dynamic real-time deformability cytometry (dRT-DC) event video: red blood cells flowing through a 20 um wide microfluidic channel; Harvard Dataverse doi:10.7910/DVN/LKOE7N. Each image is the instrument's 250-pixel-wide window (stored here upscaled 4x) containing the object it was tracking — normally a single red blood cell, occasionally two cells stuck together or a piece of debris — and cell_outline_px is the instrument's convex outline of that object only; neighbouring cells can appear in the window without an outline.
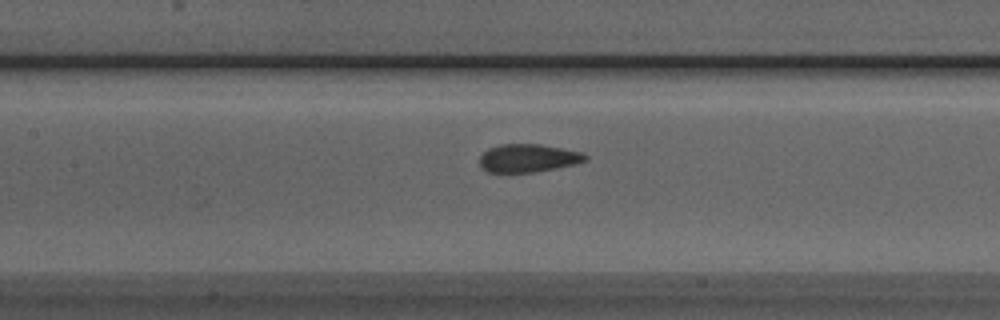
{"species": "Egyptian fruit bat (a non-hibernating species)", "species_latin": "Rousettus aegyptiacus", "temperature_condition": "room temperature", "stored_images_in_passage": 37, "camera_frame_rate_fps": 3000, "um_per_image_px": 0.085, "animal": {"sex": "male"}, "frame": {"image": 1, "passage_image": 12, "time_ms": 3.667, "image_size_px": [1000, 320], "cell_outline_px": [[588, 160], [556, 168], [532, 172], [488, 172], [480, 168], [480, 156], [488, 148], [500, 144], [540, 144], [584, 152], [588, 156]], "centroid_in_image_um": [44.88, 13.43], "position_along_channel_um": 162.5, "area_um2": 17.34}}
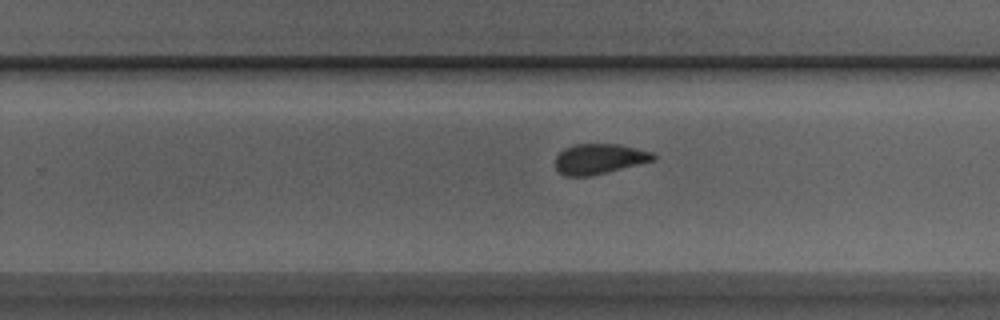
{"frame": {"image": 2, "passage_image": 21, "time_ms": 6.667, "image_size_px": [1000, 320], "cell_outline_px": [[656, 160], [592, 176], [564, 176], [556, 168], [556, 156], [564, 148], [572, 144], [620, 144], [652, 152], [656, 156]], "centroid_in_image_um": [50.95, 13.5], "position_along_channel_um": 278.9, "area_um2": 17.4}}
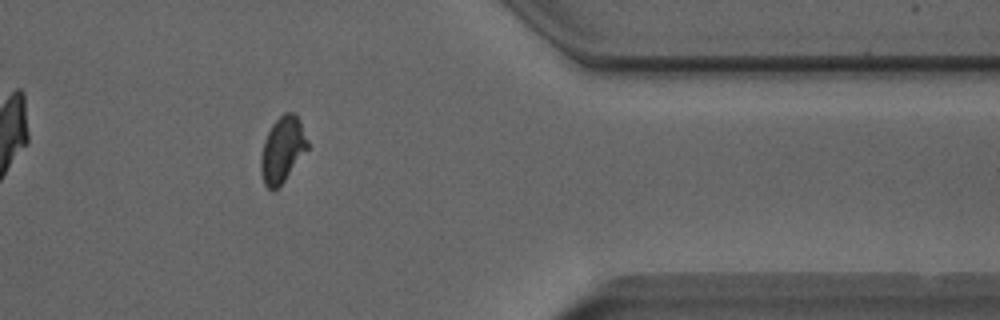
{"frame": {"image": 3, "passage_image": 31, "time_ms": 10.0, "image_size_px": [1000, 320], "cell_outline_px": [[308, 148], [284, 180], [272, 192], [264, 184], [260, 172], [260, 160], [264, 140], [272, 124], [284, 112], [292, 112], [300, 120], [308, 140]], "centroid_in_image_um": [23.99, 12.71], "position_along_channel_um": 387.4, "area_um2": 17.69}, "authors_computed_cell_mechanics": {"area_um2": 17.918, "velocity_mm_per_s": 3.8932, "shape_relaxation_time_tau1_ms": null, "shape_relaxation_time_tau2_ms": 1.2576, "deformation_change_tau1": null, "deformation_change_tau2": 0.0745}}